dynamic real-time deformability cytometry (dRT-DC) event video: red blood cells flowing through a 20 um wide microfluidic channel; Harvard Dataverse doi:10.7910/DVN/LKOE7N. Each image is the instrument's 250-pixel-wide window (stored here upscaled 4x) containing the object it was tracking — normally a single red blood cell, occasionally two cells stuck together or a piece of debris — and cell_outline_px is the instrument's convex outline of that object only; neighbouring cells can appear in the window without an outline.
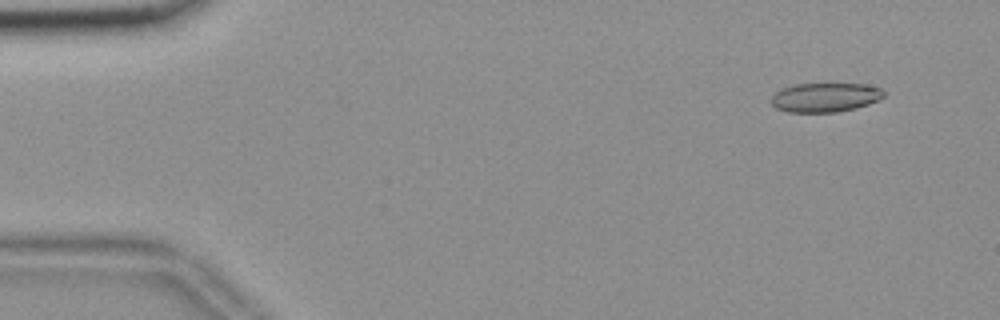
{"species": "common noctule bat (a hibernating species)", "species_latin": "Nyctalus noctula", "temperature_condition": "room temperature", "stored_images_in_passage": 24, "camera_frame_rate_fps": 3000, "um_per_image_px": 0.085, "animal": {"sex": "female", "body_mass_g": 18.4}, "frame": {"image": 1, "passage_image": 4, "time_ms": 1.0, "image_size_px": [1000, 320], "cell_outline_px": [[884, 96], [880, 100], [856, 108], [836, 112], [788, 112], [776, 108], [772, 104], [772, 96], [780, 88], [796, 84], [864, 84], [880, 88], [884, 92]], "centroid_in_image_um": [70.14, 8.28], "position_along_channel_um": 14.9, "area_um2": 19.13}}
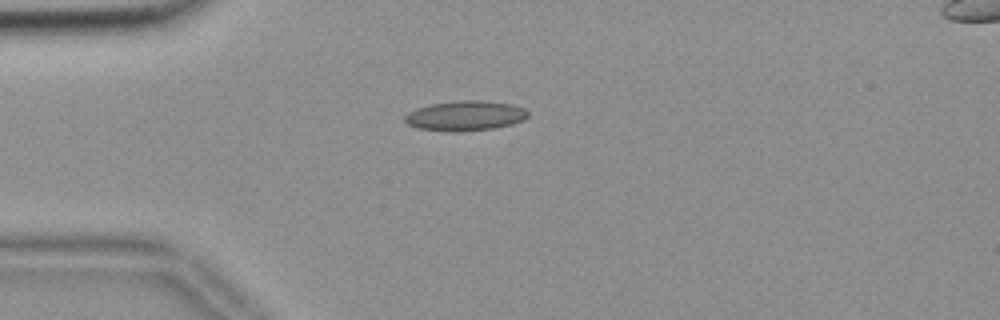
{"frame": {"image": 2, "passage_image": 14, "time_ms": 4.333, "image_size_px": [1000, 320], "cell_outline_px": [[528, 116], [524, 120], [512, 124], [492, 128], [456, 132], [416, 128], [408, 124], [404, 120], [404, 116], [408, 112], [416, 108], [432, 104], [460, 100], [480, 100], [512, 104], [524, 108], [528, 112]], "centroid_in_image_um": [39.54, 9.83], "position_along_channel_um": 45.5, "area_um2": 21.44}}